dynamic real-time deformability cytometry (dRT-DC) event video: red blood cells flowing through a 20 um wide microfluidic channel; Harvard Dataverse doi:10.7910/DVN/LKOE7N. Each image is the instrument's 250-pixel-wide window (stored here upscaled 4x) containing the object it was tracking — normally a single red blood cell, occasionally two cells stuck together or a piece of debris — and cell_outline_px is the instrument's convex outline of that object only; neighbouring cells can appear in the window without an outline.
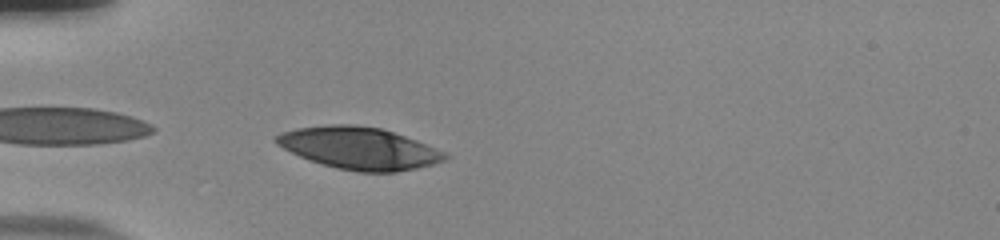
{"species": "human", "species_latin": "Homo sapiens", "temperature_condition": "room temperature", "stored_images_in_passage": 38, "camera_frame_rate_fps": 3000, "um_per_image_px": 0.085, "donor": {"sex": "male"}, "frame": {"image": 1, "passage_image": 1, "time_ms": 0.0, "image_size_px": [1000, 240], "cell_outline_px": [[448, 156], [444, 160], [432, 164], [416, 168], [396, 172], [356, 172], [336, 168], [308, 160], [276, 144], [272, 140], [280, 132], [296, 128], [332, 124], [352, 124], [380, 128], [416, 140], [444, 152]], "centroid_in_image_um": [30.47, 12.6], "position_along_channel_um": 54.5, "area_um2": 41.15}}
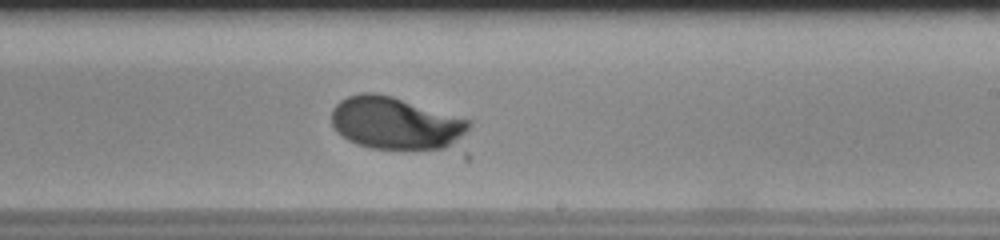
{"frame": {"image": 2, "passage_image": 18, "time_ms": 5.667, "image_size_px": [1000, 240], "cell_outline_px": [[472, 124], [468, 160], [464, 160], [368, 148], [356, 144], [340, 136], [336, 132], [332, 124], [332, 108], [340, 100], [348, 96], [360, 92], [376, 92], [392, 96], [472, 120]], "centroid_in_image_um": [34.11, 10.73], "position_along_channel_um": 254.9, "area_um2": 48.21}}
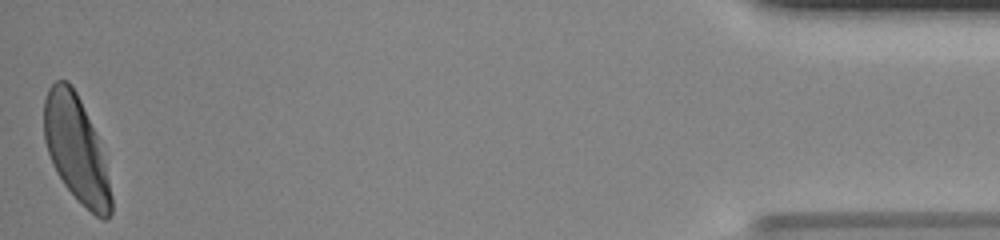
{"frame": {"image": 3, "passage_image": 38, "time_ms": 12.333, "image_size_px": [1000, 240], "cell_outline_px": [[112, 212], [108, 220], [104, 220], [96, 216], [64, 184], [56, 172], [52, 164], [44, 140], [44, 100], [48, 88], [56, 80], [68, 80], [76, 92], [80, 100], [96, 136], [104, 164], [112, 196]], "centroid_in_image_um": [6.44, 12.66], "position_along_channel_um": 428.8, "area_um2": 40.4}, "authors_computed_cell_mechanics": {"area_um2": 41.1536, "velocity_mm_per_s": 3.8176, "shape_relaxation_time_tau1_ms": 2.7354, "shape_relaxation_time_tau2_ms": null, "deformation_change_tau1": 0.1684, "deformation_change_tau2": null}}